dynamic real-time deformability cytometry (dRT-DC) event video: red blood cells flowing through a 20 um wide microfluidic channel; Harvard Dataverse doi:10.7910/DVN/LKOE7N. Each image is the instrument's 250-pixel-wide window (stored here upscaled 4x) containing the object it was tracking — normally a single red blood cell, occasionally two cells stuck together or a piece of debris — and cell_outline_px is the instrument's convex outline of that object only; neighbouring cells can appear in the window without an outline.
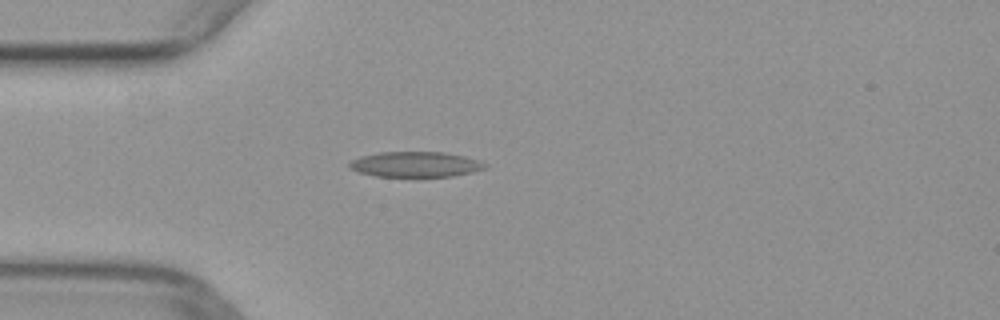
{"species": "common noctule bat (a hibernating species)", "species_latin": "Nyctalus noctula", "temperature_condition": "warm", "stored_images_in_passage": 37, "camera_frame_rate_fps": 3000, "um_per_image_px": 0.085, "animal": {"sex": "female", "body_mass_g": 29.2, "forearm_length_mm": 56.3}, "frame": {"image": 1, "passage_image": 1, "time_ms": 0.0, "image_size_px": [1000, 320], "cell_outline_px": [[488, 168], [472, 172], [452, 176], [376, 176], [360, 172], [352, 168], [348, 164], [352, 160], [360, 156], [380, 152], [444, 152], [464, 156], [488, 164]], "centroid_in_image_um": [35.35, 13.96], "position_along_channel_um": 49.7, "area_um2": 19.83}}
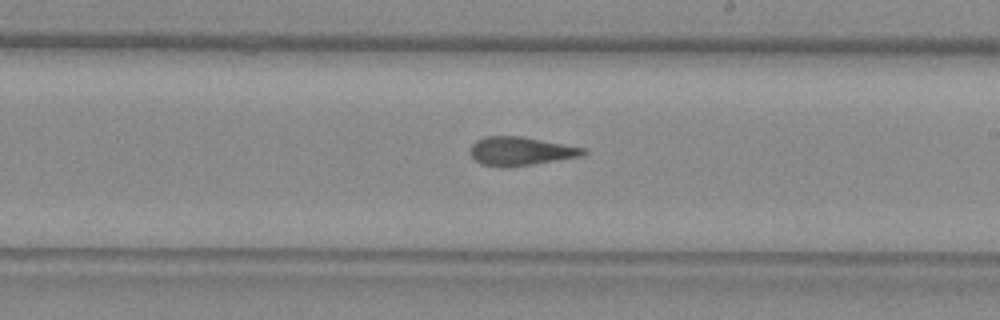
{"frame": {"image": 2, "passage_image": 16, "time_ms": 5.0, "image_size_px": [1000, 320], "cell_outline_px": [[588, 152], [580, 156], [532, 164], [480, 164], [468, 152], [468, 148], [476, 140], [484, 136], [524, 136], [584, 148]], "centroid_in_image_um": [44.23, 12.79], "position_along_channel_um": 244.8, "area_um2": 18.21}}
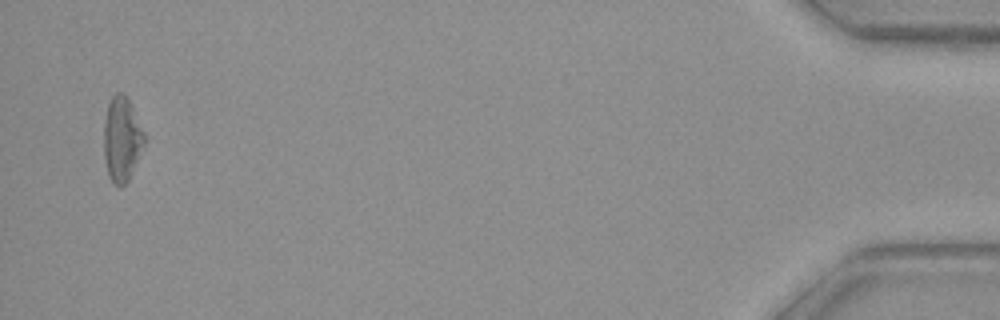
{"frame": {"image": 3, "passage_image": 36, "time_ms": 11.667, "image_size_px": [1000, 320], "cell_outline_px": [[144, 144], [128, 180], [124, 184], [112, 184], [108, 176], [104, 160], [104, 120], [108, 104], [112, 96], [116, 92], [124, 92], [144, 132]], "centroid_in_image_um": [10.32, 11.81], "position_along_channel_um": 424.9, "area_um2": 19.65}}